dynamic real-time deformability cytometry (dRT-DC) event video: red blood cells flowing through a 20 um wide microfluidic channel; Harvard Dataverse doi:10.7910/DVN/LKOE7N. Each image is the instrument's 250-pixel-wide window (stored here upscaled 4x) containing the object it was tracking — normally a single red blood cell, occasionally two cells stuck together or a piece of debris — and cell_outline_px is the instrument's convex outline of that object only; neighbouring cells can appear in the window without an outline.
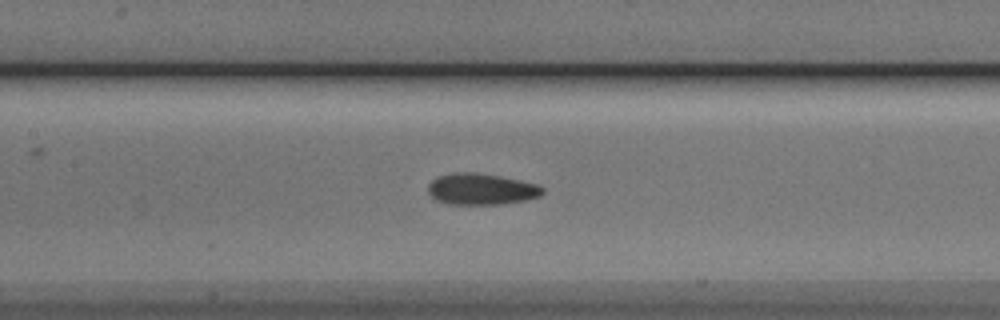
{"species": "Egyptian fruit bat (a non-hibernating species)", "species_latin": "Rousettus aegyptiacus", "temperature_condition": "cold", "stored_images_in_passage": 44, "camera_frame_rate_fps": 3000, "um_per_image_px": 0.085, "animal": {"sex": "male"}, "frame": {"image": 1, "passage_image": 19, "time_ms": 6.0, "image_size_px": [1000, 320], "cell_outline_px": [[544, 192], [540, 196], [528, 200], [504, 204], [448, 204], [436, 200], [428, 192], [428, 184], [432, 180], [440, 176], [456, 172], [472, 172], [500, 176], [536, 184], [544, 188]], "centroid_in_image_um": [40.92, 16.08], "position_along_channel_um": 166.5, "area_um2": 20.87}}
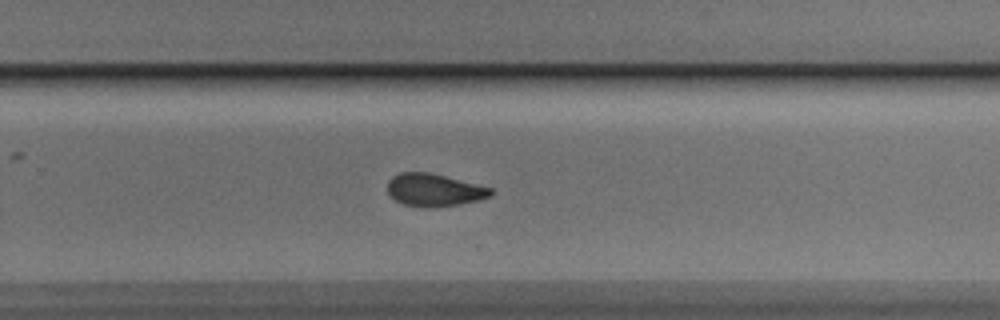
{"frame": {"image": 2, "passage_image": 29, "time_ms": 9.333, "image_size_px": [1000, 320], "cell_outline_px": [[492, 196], [480, 200], [460, 204], [432, 208], [420, 208], [404, 204], [396, 200], [388, 192], [388, 180], [392, 176], [400, 172], [428, 172], [492, 188]], "centroid_in_image_um": [36.9, 16.16], "position_along_channel_um": 292.9, "area_um2": 19.65}}
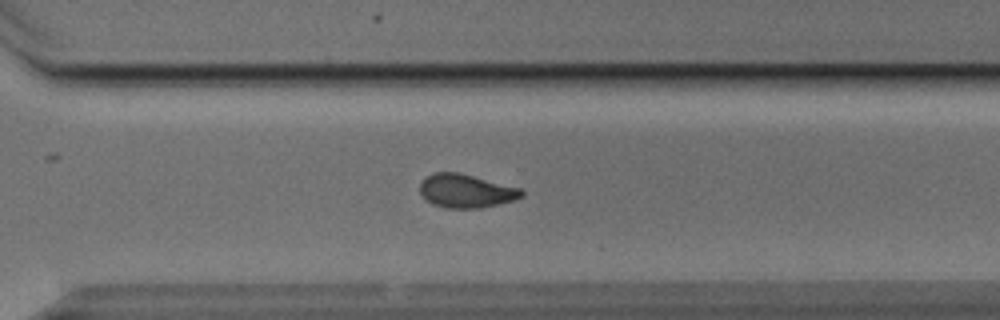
{"frame": {"image": 3, "passage_image": 32, "time_ms": 10.333, "image_size_px": [1000, 320], "cell_outline_px": [[524, 196], [512, 200], [480, 208], [448, 208], [432, 204], [420, 192], [420, 180], [424, 176], [432, 172], [460, 172], [520, 188], [524, 192]], "centroid_in_image_um": [39.57, 16.21], "position_along_channel_um": 331.0, "area_um2": 19.88}, "authors_computed_cell_mechanics": {"area_um2": 20.4612, "velocity_mm_per_s": 3.8052, "shape_relaxation_time_tau1_ms": 5.2783, "shape_relaxation_time_tau2_ms": 2.3048, "deformation_change_tau1": 0.1271, "deformation_change_tau2": 0.0818}}